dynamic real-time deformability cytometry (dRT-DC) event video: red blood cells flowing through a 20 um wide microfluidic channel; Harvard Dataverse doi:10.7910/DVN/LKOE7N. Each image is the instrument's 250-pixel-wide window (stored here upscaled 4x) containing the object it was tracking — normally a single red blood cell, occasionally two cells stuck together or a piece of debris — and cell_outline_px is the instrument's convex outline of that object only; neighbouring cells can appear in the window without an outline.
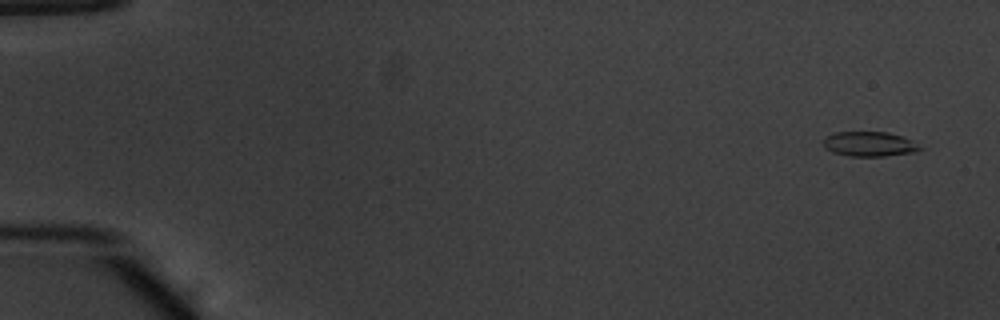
{"species": "common noctule bat (a hibernating species)", "species_latin": "Nyctalus noctula", "temperature_condition": "warm", "stored_images_in_passage": 53, "camera_frame_rate_fps": 3000, "um_per_image_px": 0.085, "animal": {"sex": "male", "body_mass_g": 20.1, "forearm_length_mm": 53.5}, "frame": {"image": 1, "passage_image": 3, "time_ms": 0.667, "image_size_px": [1000, 320], "cell_outline_px": [[924, 148], [916, 152], [884, 156], [848, 156], [832, 152], [824, 148], [824, 140], [828, 136], [836, 132], [888, 132], [912, 140]], "centroid_in_image_um": [73.92, 12.25], "position_along_channel_um": 11.1, "area_um2": 13.93}}
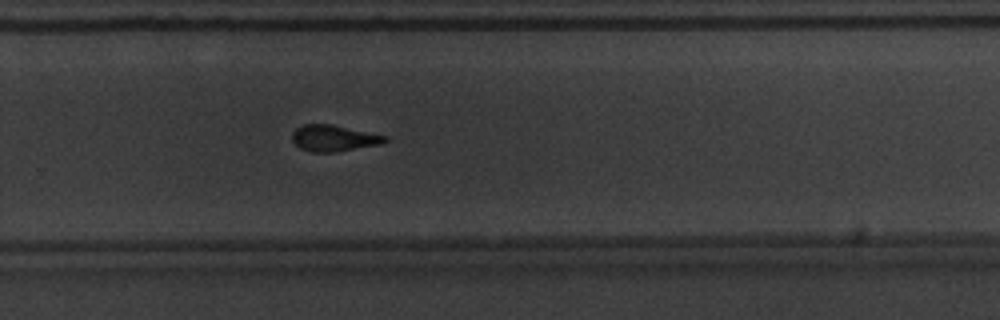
{"frame": {"image": 2, "passage_image": 37, "time_ms": 12.0, "image_size_px": [1000, 320], "cell_outline_px": [[388, 140], [380, 144], [336, 152], [312, 152], [300, 148], [292, 140], [292, 132], [296, 128], [304, 124], [332, 124], [388, 136]], "centroid_in_image_um": [28.37, 11.74], "position_along_channel_um": 301.4, "area_um2": 14.22}}
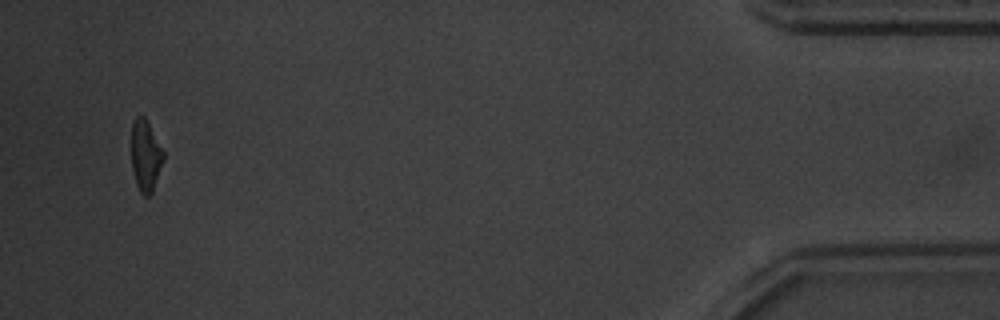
{"frame": {"image": 3, "passage_image": 52, "time_ms": 17.0, "image_size_px": [1000, 320], "cell_outline_px": [[164, 160], [152, 192], [148, 196], [144, 196], [140, 192], [136, 184], [132, 168], [132, 124], [136, 116], [140, 112], [144, 116], [164, 152]], "centroid_in_image_um": [12.37, 13.22], "position_along_channel_um": 422.8, "area_um2": 13.24}}